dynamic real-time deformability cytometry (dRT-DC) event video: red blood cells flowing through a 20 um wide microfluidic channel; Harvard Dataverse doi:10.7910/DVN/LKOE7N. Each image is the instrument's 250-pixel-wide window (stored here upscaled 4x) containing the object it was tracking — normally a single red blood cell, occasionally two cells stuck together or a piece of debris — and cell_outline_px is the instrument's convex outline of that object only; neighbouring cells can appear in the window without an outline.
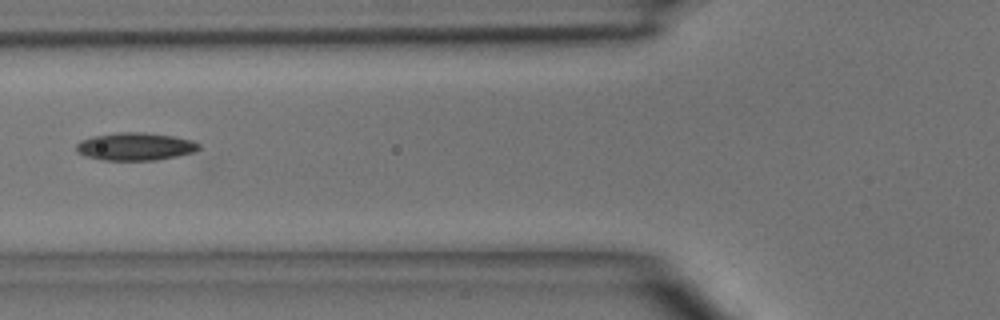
{"species": "common noctule bat (a hibernating species)", "species_latin": "Nyctalus noctula", "temperature_condition": "room temperature", "stored_images_in_passage": 5, "camera_frame_rate_fps": 3000, "um_per_image_px": 0.085, "animal": {"sex": "male", "body_mass_g": 15.6}, "frame": {"image": 1, "passage_image": 5, "time_ms": 5.333, "image_size_px": [1000, 320], "cell_outline_px": [[200, 148], [196, 152], [156, 160], [100, 160], [76, 152], [76, 144], [80, 140], [92, 136], [120, 132], [144, 132], [172, 136], [192, 140], [200, 144]], "centroid_in_image_um": [11.5, 12.45], "position_along_channel_um": 114.3, "area_um2": 19.88}}